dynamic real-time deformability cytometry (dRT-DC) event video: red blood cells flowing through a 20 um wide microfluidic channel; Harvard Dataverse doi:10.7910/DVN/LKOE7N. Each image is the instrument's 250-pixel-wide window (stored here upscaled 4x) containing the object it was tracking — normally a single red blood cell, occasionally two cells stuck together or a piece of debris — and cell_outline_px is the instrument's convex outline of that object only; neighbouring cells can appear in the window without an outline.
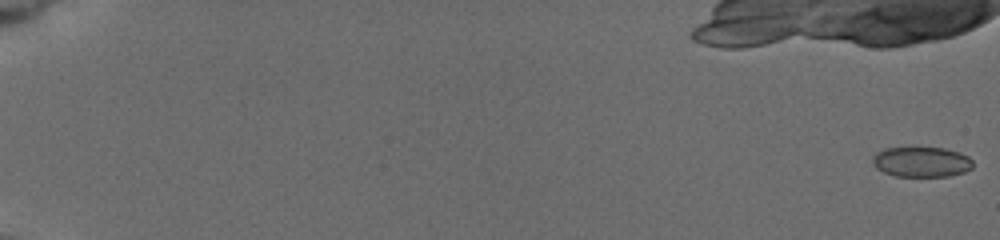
{"species": "common noctule bat (a hibernating species)", "species_latin": "Nyctalus noctula", "temperature_condition": "cold", "stored_images_in_passage": 19, "camera_frame_rate_fps": 3000, "um_per_image_px": 0.085, "animal": {"sex": "female", "body_mass_g": 19.5, "forearm_length_mm": 54.1}, "frame": {"image": 1, "passage_image": 1, "time_ms": 0.0, "image_size_px": [1000, 240], "cell_outline_px": [[972, 168], [964, 172], [948, 176], [896, 176], [884, 172], [876, 168], [872, 164], [872, 156], [876, 152], [884, 148], [916, 144], [944, 148], [960, 152], [968, 156], [972, 160]], "centroid_in_image_um": [78.28, 13.7], "position_along_channel_um": 6.7, "area_um2": 18.55}}